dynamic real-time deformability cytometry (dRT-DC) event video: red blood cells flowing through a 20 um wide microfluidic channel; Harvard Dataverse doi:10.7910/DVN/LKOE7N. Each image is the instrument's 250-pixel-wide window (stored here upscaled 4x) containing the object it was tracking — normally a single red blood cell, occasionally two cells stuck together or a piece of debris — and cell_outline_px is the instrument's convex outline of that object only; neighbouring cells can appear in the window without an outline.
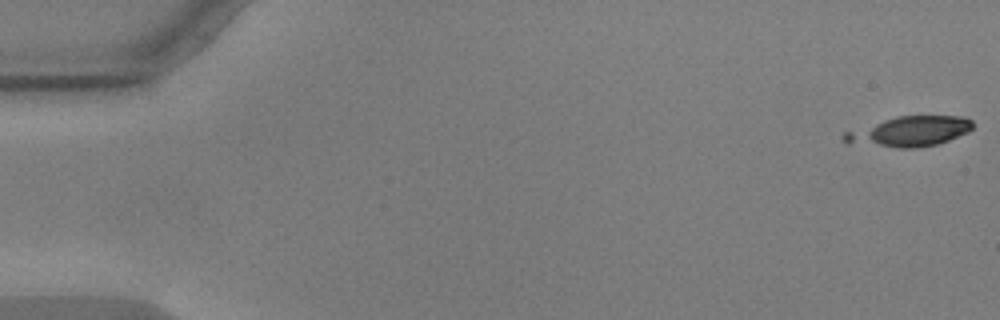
{"species": "common noctule bat (a hibernating species)", "species_latin": "Nyctalus noctula", "temperature_condition": "warm", "stored_images_in_passage": 21, "camera_frame_rate_fps": 3000, "um_per_image_px": 0.085, "animal": {"sex": "male", "body_mass_g": 17.9, "forearm_length_mm": 54.2}, "frame": {"image": 1, "passage_image": 1, "time_ms": 0.0, "image_size_px": [1000, 320], "cell_outline_px": [[972, 128], [968, 132], [948, 140], [936, 144], [912, 148], [900, 148], [848, 144], [840, 140], [840, 136], [844, 132], [896, 116], [964, 116], [972, 120]], "centroid_in_image_um": [77.24, 11.18], "position_along_channel_um": 7.8, "area_um2": 22.66}}
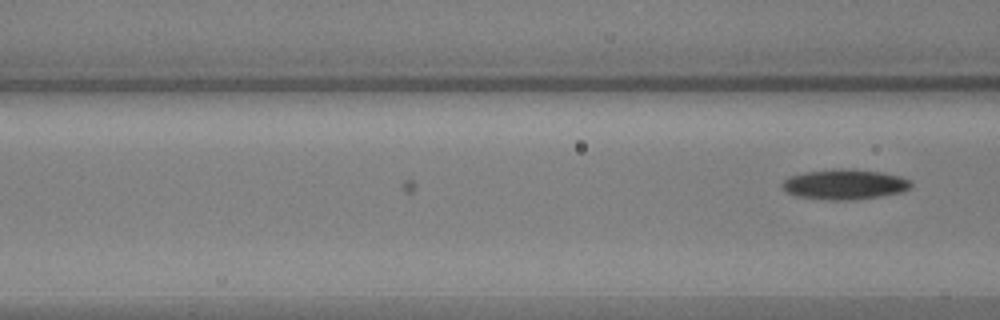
{"frame": {"image": 2, "passage_image": 21, "time_ms": 6.667, "image_size_px": [1000, 320], "cell_outline_px": [[912, 184], [908, 188], [900, 192], [880, 196], [852, 200], [828, 200], [796, 196], [788, 192], [780, 184], [788, 176], [804, 172], [832, 168], [844, 168], [880, 172], [900, 176], [912, 180]], "centroid_in_image_um": [71.76, 15.66], "position_along_channel_um": 94.8, "area_um2": 22.72}}